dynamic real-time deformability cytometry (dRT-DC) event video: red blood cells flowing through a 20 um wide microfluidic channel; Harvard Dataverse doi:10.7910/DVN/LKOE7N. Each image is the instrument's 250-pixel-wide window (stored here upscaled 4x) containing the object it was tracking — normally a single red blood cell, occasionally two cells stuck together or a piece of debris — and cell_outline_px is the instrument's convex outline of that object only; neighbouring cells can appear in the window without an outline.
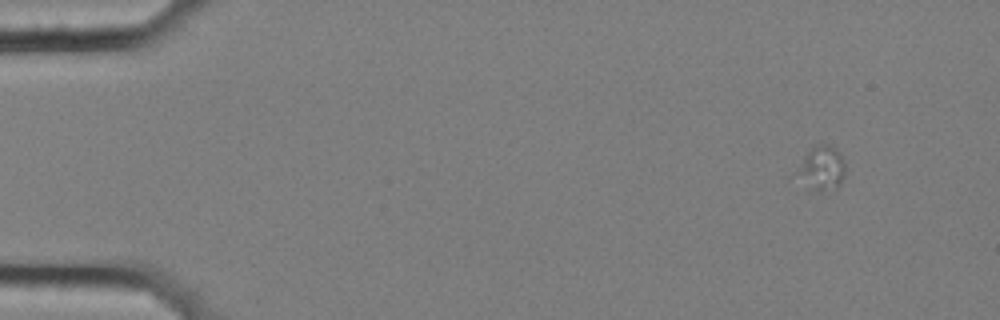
{"species": "common noctule bat (a hibernating species)", "species_latin": "Nyctalus noctula", "temperature_condition": "cold", "stored_images_in_passage": 17, "camera_frame_rate_fps": 3000, "um_per_image_px": 0.085, "animal": {"sex": "female", "body_mass_g": 25.1}, "frame": {"image": 1, "passage_image": 6, "time_ms": 1.667, "image_size_px": [1000, 320], "cell_outline_px": [[844, 176], [840, 184], [836, 188], [816, 192], [808, 192], [788, 180], [788, 176], [804, 156], [816, 144], [832, 144], [840, 152], [844, 164]], "centroid_in_image_um": [69.63, 14.4], "position_along_channel_um": 15.4, "area_um2": 14.05}}